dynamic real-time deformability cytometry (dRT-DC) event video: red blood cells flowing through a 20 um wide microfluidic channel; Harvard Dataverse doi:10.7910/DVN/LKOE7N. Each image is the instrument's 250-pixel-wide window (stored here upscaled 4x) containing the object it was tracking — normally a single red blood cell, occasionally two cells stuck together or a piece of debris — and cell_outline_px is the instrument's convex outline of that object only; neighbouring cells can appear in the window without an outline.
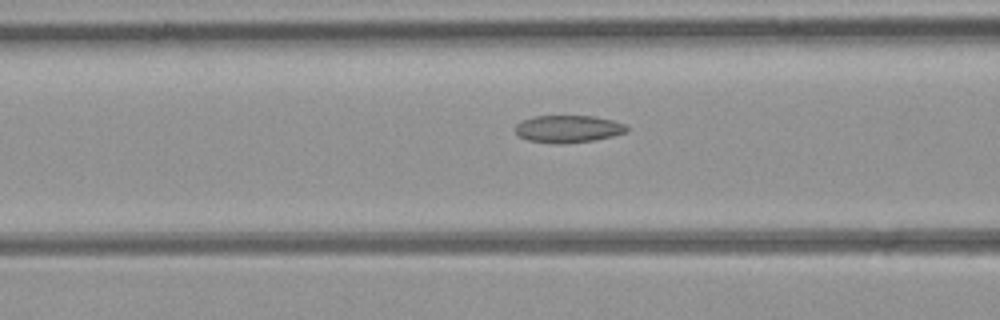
{"species": "common noctule bat (a hibernating species)", "species_latin": "Nyctalus noctula", "temperature_condition": "room temperature", "stored_images_in_passage": 12, "camera_frame_rate_fps": 3000, "um_per_image_px": 0.085, "animal": {"sex": "female", "body_mass_g": 21.9}, "frame": {"image": 1, "passage_image": 10, "time_ms": 3.0, "image_size_px": [1000, 320], "cell_outline_px": [[628, 132], [612, 136], [592, 140], [560, 144], [556, 144], [528, 140], [516, 136], [516, 124], [532, 116], [592, 116], [612, 120], [624, 124], [628, 128]], "centroid_in_image_um": [48.27, 10.96], "position_along_channel_um": 118.3, "area_um2": 17.69}}